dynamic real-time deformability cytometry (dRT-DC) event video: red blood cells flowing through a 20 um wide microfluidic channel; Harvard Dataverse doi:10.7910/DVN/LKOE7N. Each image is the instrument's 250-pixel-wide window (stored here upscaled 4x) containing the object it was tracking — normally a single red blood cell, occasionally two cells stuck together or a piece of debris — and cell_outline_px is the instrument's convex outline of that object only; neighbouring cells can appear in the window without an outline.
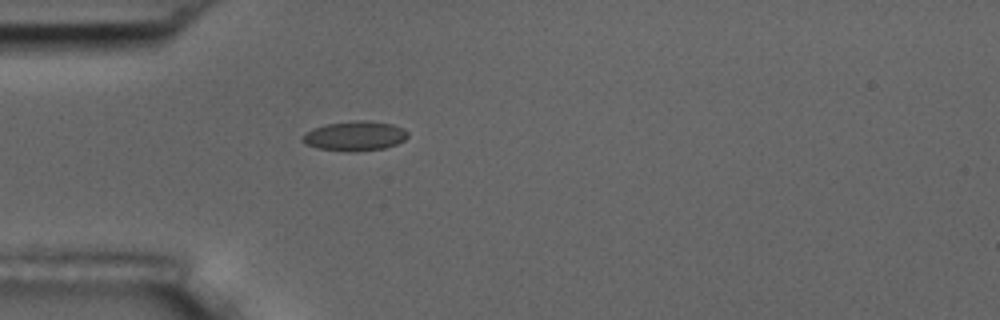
{"species": "common noctule bat (a hibernating species)", "species_latin": "Nyctalus noctula", "temperature_condition": "room temperature", "stored_images_in_passage": 41, "camera_frame_rate_fps": 3000, "um_per_image_px": 0.085, "animal": {"sex": "male", "body_mass_g": 17.5, "forearm_length_mm": 52.3}, "frame": {"image": 1, "passage_image": 1, "time_ms": 0.0, "image_size_px": [1000, 320], "cell_outline_px": [[408, 136], [404, 140], [396, 144], [384, 148], [356, 152], [348, 152], [316, 148], [304, 144], [300, 140], [300, 136], [304, 132], [312, 128], [324, 124], [352, 120], [364, 120], [392, 124], [404, 128], [408, 132]], "centroid_in_image_um": [30.09, 11.56], "position_along_channel_um": 54.9, "area_um2": 18.67}}
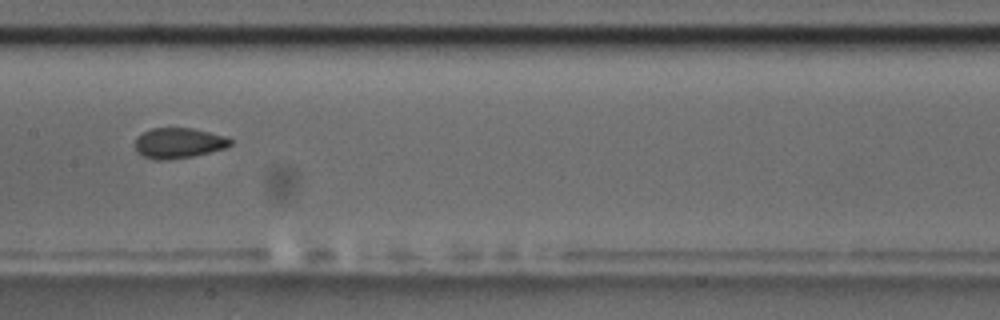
{"frame": {"image": 2, "passage_image": 13, "time_ms": 4.0, "image_size_px": [1000, 320], "cell_outline_px": [[232, 144], [224, 148], [192, 156], [168, 160], [152, 160], [136, 152], [136, 136], [152, 128], [192, 128], [228, 136], [232, 140]], "centroid_in_image_um": [15.18, 12.16], "position_along_channel_um": 192.2, "area_um2": 16.94}}
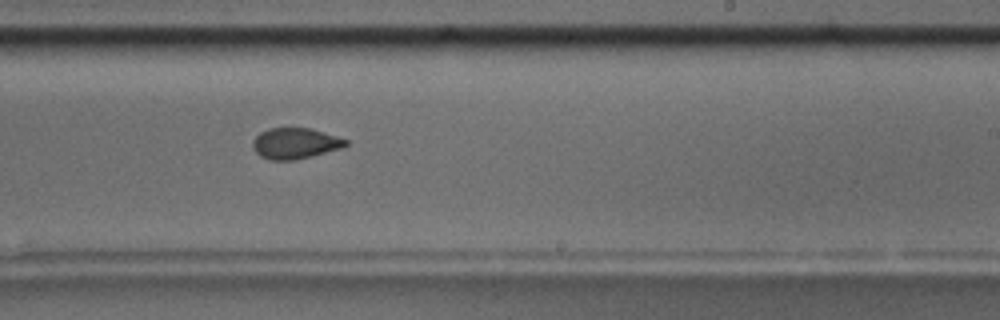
{"frame": {"image": 3, "passage_image": 19, "time_ms": 6.0, "image_size_px": [1000, 320], "cell_outline_px": [[348, 144], [340, 148], [312, 156], [292, 160], [268, 160], [260, 156], [252, 148], [252, 140], [260, 132], [268, 128], [312, 128], [348, 140]], "centroid_in_image_um": [25.05, 12.18], "position_along_channel_um": 264.0, "area_um2": 16.76}, "authors_computed_cell_mechanics": {"area_um2": 17.2244, "velocity_mm_per_s": 3.5977, "shape_relaxation_time_tau1_ms": null, "shape_relaxation_time_tau2_ms": 1.417, "deformation_change_tau1": null, "deformation_change_tau2": 0.0676}}